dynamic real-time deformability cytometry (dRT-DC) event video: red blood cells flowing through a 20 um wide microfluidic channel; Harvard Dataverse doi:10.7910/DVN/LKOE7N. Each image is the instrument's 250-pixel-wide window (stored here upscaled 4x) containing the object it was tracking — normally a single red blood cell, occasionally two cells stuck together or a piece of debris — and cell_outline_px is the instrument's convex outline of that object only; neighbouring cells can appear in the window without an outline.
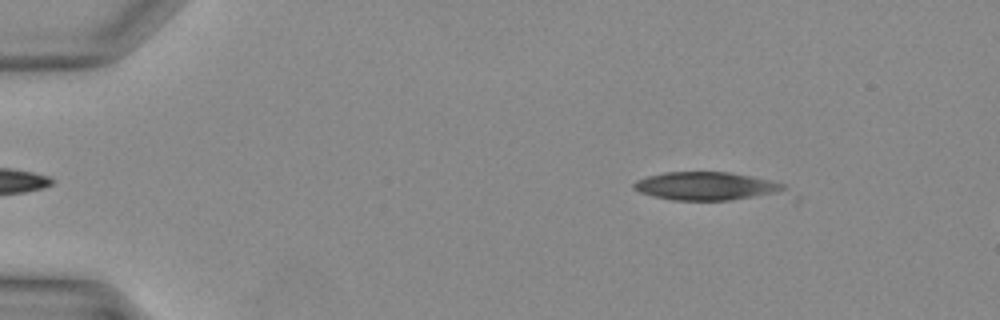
{"species": "Egyptian fruit bat (a non-hibernating species)", "species_latin": "Rousettus aegyptiacus", "temperature_condition": "warm", "stored_images_in_passage": 6, "camera_frame_rate_fps": 3000, "um_per_image_px": 0.085, "animal": {"sex": "female"}, "frame": {"image": 1, "passage_image": 1, "time_ms": 0.0, "image_size_px": [1000, 320], "cell_outline_px": [[800, 200], [796, 204], [672, 200], [640, 192], [632, 184], [636, 180], [648, 176], [664, 172], [728, 172], [768, 180], [784, 184], [800, 196]], "centroid_in_image_um": [60.84, 15.98], "position_along_channel_um": 24.2, "area_um2": 28.78}}